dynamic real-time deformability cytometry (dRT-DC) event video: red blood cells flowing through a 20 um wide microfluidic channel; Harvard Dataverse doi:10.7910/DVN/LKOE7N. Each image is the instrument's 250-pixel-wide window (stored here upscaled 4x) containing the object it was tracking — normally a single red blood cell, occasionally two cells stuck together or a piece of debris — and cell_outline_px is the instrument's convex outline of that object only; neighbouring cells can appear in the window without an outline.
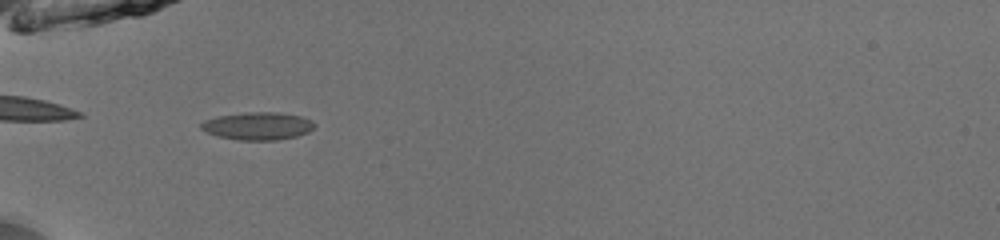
{"species": "common noctule bat (a hibernating species)", "species_latin": "Nyctalus noctula", "temperature_condition": "room temperature", "stored_images_in_passage": 36, "camera_frame_rate_fps": 3000, "um_per_image_px": 0.085, "animal": {"sex": "male", "body_mass_g": 13.0, "forearm_length_mm": 53.1}, "frame": {"image": 1, "passage_image": 2, "time_ms": 0.333, "image_size_px": [1000, 240], "cell_outline_px": [[316, 124], [308, 132], [296, 136], [276, 140], [240, 140], [216, 136], [200, 128], [200, 124], [204, 120], [216, 116], [244, 112], [280, 112], [300, 116], [312, 120]], "centroid_in_image_um": [21.89, 10.7], "position_along_channel_um": 63.1, "area_um2": 18.38}}
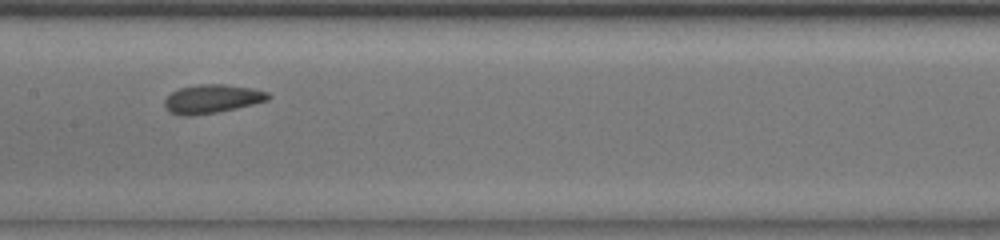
{"frame": {"image": 2, "passage_image": 12, "time_ms": 3.667, "image_size_px": [1000, 240], "cell_outline_px": [[272, 96], [268, 100], [236, 108], [216, 112], [192, 116], [180, 116], [168, 112], [164, 108], [164, 100], [172, 92], [180, 88], [196, 84], [224, 84], [252, 88], [268, 92]], "centroid_in_image_um": [17.99, 8.41], "position_along_channel_um": 189.4, "area_um2": 17.46}}
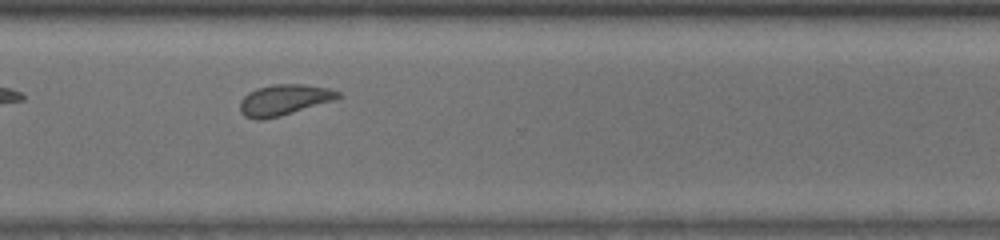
{"frame": {"image": 3, "passage_image": 24, "time_ms": 7.667, "image_size_px": [1000, 240], "cell_outline_px": [[340, 96], [336, 100], [280, 116], [264, 120], [256, 120], [244, 116], [240, 112], [240, 100], [248, 92], [256, 88], [272, 84], [304, 84], [328, 88], [340, 92]], "centroid_in_image_um": [24.12, 8.49], "position_along_channel_um": 346.5, "area_um2": 17.8}, "authors_computed_cell_mechanics": {"area_um2": 17.4845, "velocity_mm_per_s": 3.9533, "shape_relaxation_time_tau1_ms": 2.3682, "shape_relaxation_time_tau2_ms": 1.3481, "deformation_change_tau1": 0.1014, "deformation_change_tau2": 0.0694}}